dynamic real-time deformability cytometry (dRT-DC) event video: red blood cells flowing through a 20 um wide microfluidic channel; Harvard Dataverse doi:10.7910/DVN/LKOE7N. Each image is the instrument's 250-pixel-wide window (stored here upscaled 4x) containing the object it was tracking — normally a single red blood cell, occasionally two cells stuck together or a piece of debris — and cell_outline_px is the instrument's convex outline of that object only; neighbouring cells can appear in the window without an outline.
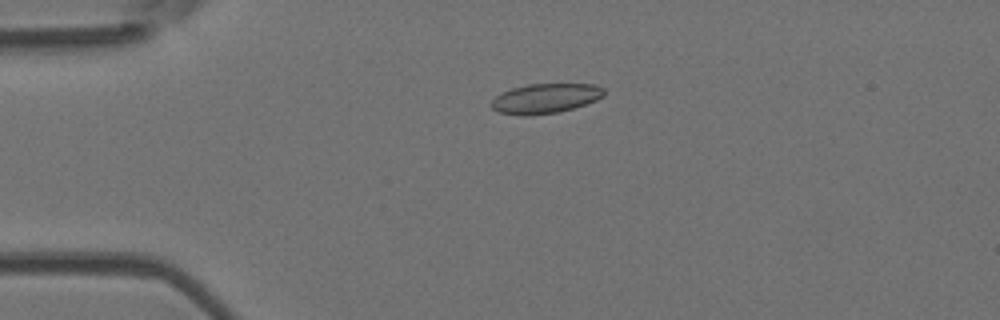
{"species": "Egyptian fruit bat (a non-hibernating species)", "species_latin": "Rousettus aegyptiacus", "temperature_condition": "room temperature", "stored_images_in_passage": 51, "camera_frame_rate_fps": 3000, "um_per_image_px": 0.085, "animal": {"sex": "female"}, "frame": {"image": 1, "passage_image": 12, "time_ms": 3.667, "image_size_px": [1000, 320], "cell_outline_px": [[604, 96], [596, 100], [560, 112], [528, 116], [524, 116], [500, 112], [492, 108], [488, 104], [496, 96], [512, 88], [528, 84], [596, 84], [604, 88]], "centroid_in_image_um": [46.35, 8.37], "position_along_channel_um": 38.6, "area_um2": 19.54}}
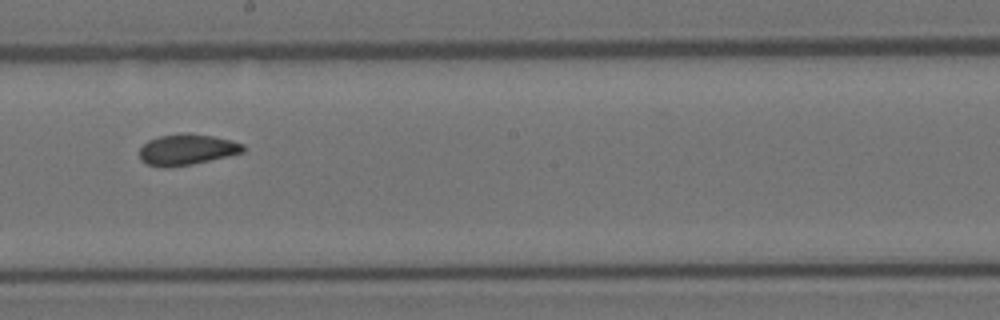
{"frame": {"image": 2, "passage_image": 29, "time_ms": 9.333, "image_size_px": [1000, 320], "cell_outline_px": [[244, 152], [192, 164], [168, 168], [164, 168], [148, 164], [140, 160], [140, 148], [148, 140], [160, 136], [184, 132], [188, 132], [212, 136], [244, 144]], "centroid_in_image_um": [15.85, 12.71], "position_along_channel_um": 232.3, "area_um2": 18.61}}
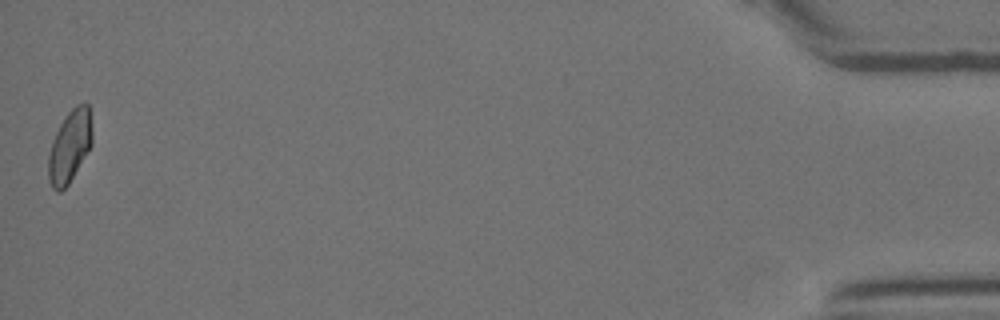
{"frame": {"image": 3, "passage_image": 51, "time_ms": 16.667, "image_size_px": [1000, 320], "cell_outline_px": [[92, 144], [68, 184], [60, 192], [56, 192], [52, 188], [48, 180], [48, 156], [52, 140], [64, 116], [76, 104], [88, 104], [92, 128]], "centroid_in_image_um": [5.91, 12.44], "position_along_channel_um": 429.3, "area_um2": 18.38}, "authors_computed_cell_mechanics": {"area_um2": 18.9006, "velocity_mm_per_s": 3.9679, "shape_relaxation_time_tau1_ms": null, "shape_relaxation_time_tau2_ms": 1.2576, "deformation_change_tau1": null, "deformation_change_tau2": 0.0713}}